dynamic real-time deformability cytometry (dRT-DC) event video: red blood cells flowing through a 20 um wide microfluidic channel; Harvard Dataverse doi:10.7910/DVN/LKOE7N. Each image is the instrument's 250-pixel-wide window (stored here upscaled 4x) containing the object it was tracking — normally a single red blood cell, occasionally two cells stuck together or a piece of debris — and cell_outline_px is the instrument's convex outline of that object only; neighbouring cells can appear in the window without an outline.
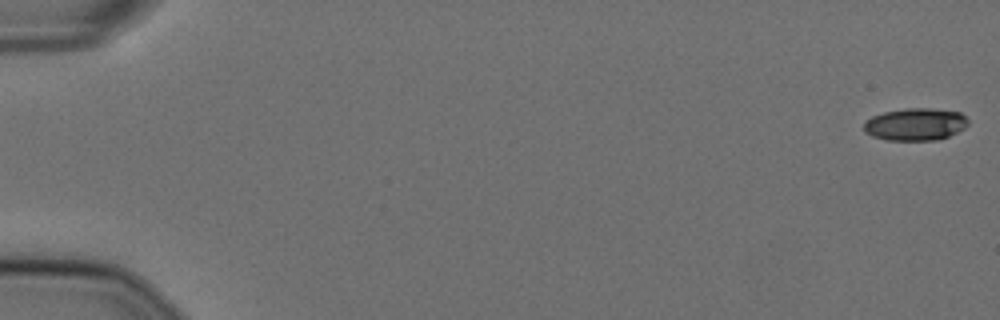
{"species": "Egyptian fruit bat (a non-hibernating species)", "species_latin": "Rousettus aegyptiacus", "temperature_condition": "cold", "stored_images_in_passage": 20, "camera_frame_rate_fps": 3000, "um_per_image_px": 0.085, "animal": {"sex": "female"}, "frame": {"image": 1, "passage_image": 1, "time_ms": 0.0, "image_size_px": [1000, 320], "cell_outline_px": [[968, 124], [964, 128], [948, 136], [936, 140], [888, 140], [872, 136], [864, 132], [864, 124], [872, 116], [884, 112], [904, 108], [928, 108], [960, 112], [968, 120]], "centroid_in_image_um": [77.8, 10.56], "position_along_channel_um": 7.2, "area_um2": 19.54}}
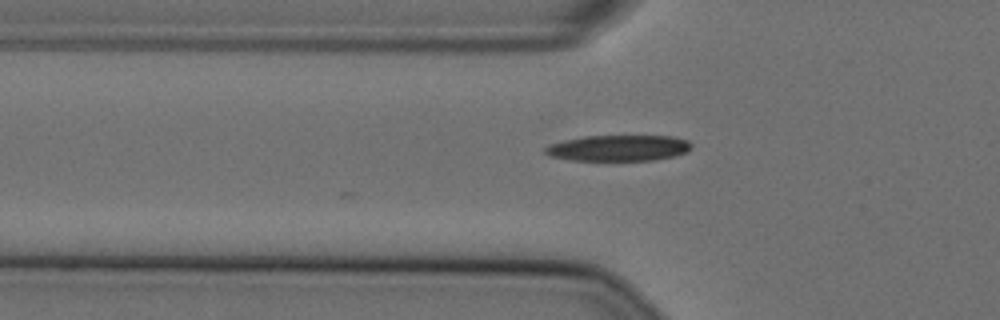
{"frame": {"image": 2, "passage_image": 20, "time_ms": 6.333, "image_size_px": [1000, 320], "cell_outline_px": [[692, 144], [684, 152], [672, 156], [652, 160], [568, 160], [548, 156], [544, 152], [544, 148], [548, 144], [564, 140], [584, 136], [672, 136], [688, 140]], "centroid_in_image_um": [52.48, 12.58], "position_along_channel_um": 73.3, "area_um2": 22.02}}